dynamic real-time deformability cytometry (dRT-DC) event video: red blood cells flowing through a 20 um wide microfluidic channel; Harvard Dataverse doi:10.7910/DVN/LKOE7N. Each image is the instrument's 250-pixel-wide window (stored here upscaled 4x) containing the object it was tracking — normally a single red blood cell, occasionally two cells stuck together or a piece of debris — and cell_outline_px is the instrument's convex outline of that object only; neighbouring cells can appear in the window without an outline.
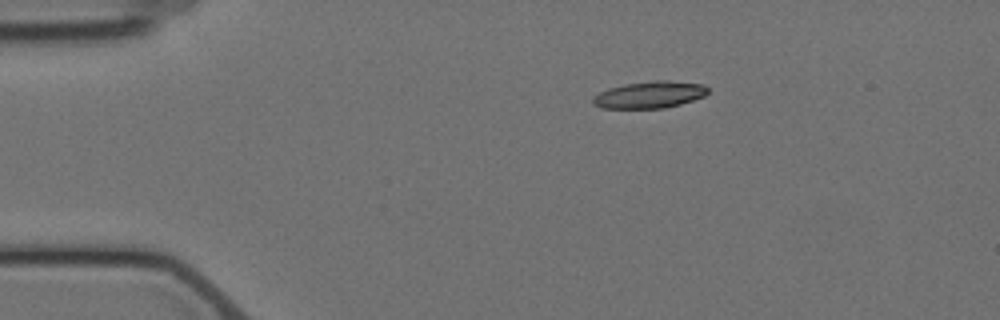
{"species": "Egyptian fruit bat (a non-hibernating species)", "species_latin": "Rousettus aegyptiacus", "temperature_condition": "cold", "stored_images_in_passage": 4, "camera_frame_rate_fps": 3000, "um_per_image_px": 0.085, "animal": {"sex": "female"}, "frame": {"image": 1, "passage_image": 1, "time_ms": 0.0, "image_size_px": [1000, 320], "cell_outline_px": [[708, 92], [704, 96], [680, 104], [664, 108], [600, 108], [592, 104], [592, 96], [608, 88], [624, 84], [656, 80], [668, 80], [704, 84], [708, 88]], "centroid_in_image_um": [55.19, 8.05], "position_along_channel_um": 29.8, "area_um2": 18.09}}
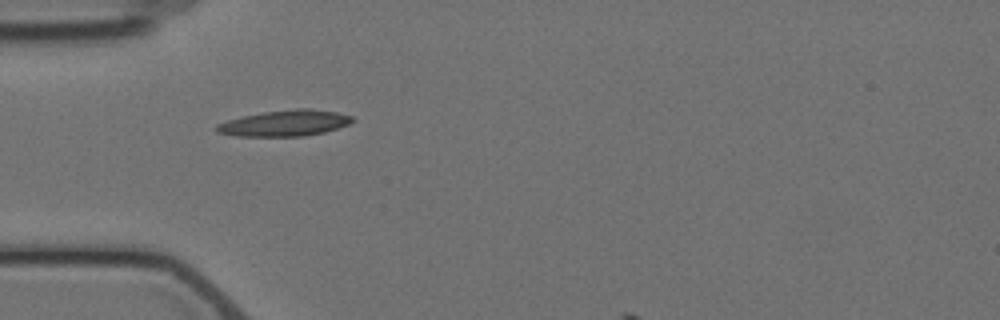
{"frame": {"image": 2, "passage_image": 3, "time_ms": 2.333, "image_size_px": [1000, 320], "cell_outline_px": [[356, 120], [348, 124], [324, 132], [304, 136], [236, 136], [216, 132], [216, 124], [228, 120], [244, 116], [264, 112], [296, 108], [308, 108], [336, 112], [352, 116]], "centroid_in_image_um": [24.21, 10.47], "position_along_channel_um": 60.8, "area_um2": 20.46}}
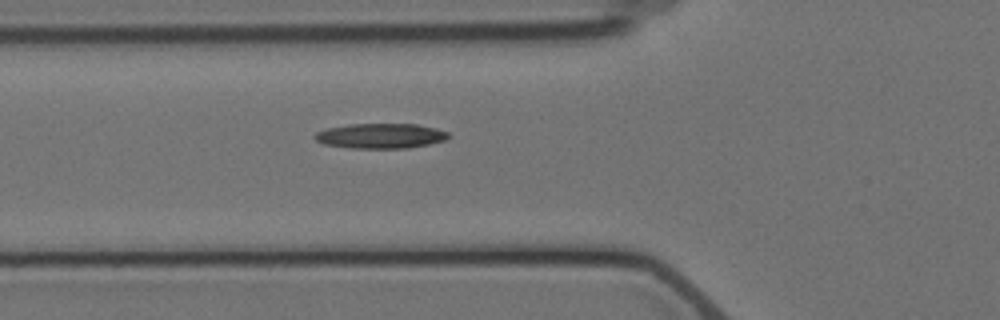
{"frame": {"image": 3, "passage_image": 4, "time_ms": 3.333, "image_size_px": [1000, 320], "cell_outline_px": [[452, 136], [444, 140], [428, 144], [408, 148], [352, 148], [324, 144], [316, 140], [312, 136], [316, 132], [328, 128], [348, 124], [416, 124], [436, 128], [448, 132]], "centroid_in_image_um": [32.35, 11.55], "position_along_channel_um": 93.4, "area_um2": 19.48}}